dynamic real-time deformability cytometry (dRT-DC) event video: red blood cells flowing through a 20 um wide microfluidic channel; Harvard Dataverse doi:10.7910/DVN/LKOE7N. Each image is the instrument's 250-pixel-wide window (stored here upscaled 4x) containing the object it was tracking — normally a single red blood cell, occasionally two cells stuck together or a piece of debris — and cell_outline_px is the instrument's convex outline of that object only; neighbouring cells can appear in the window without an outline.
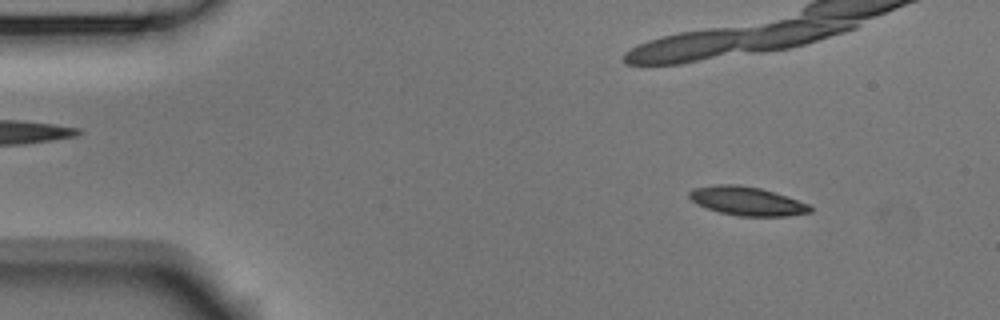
{"species": "Egyptian fruit bat (a non-hibernating species)", "species_latin": "Rousettus aegyptiacus", "temperature_condition": "room temperature", "stored_images_in_passage": 14, "camera_frame_rate_fps": 3000, "um_per_image_px": 0.085, "animal": {"sex": "male"}, "frame": {"image": 1, "passage_image": 1, "time_ms": 0.0, "image_size_px": [1000, 320], "cell_outline_px": [[812, 212], [788, 216], [740, 216], [720, 212], [708, 208], [692, 200], [688, 196], [688, 192], [692, 188], [712, 184], [736, 184], [760, 188], [808, 204], [812, 208]], "centroid_in_image_um": [63.46, 17.08], "position_along_channel_um": 21.5, "area_um2": 20.0}}
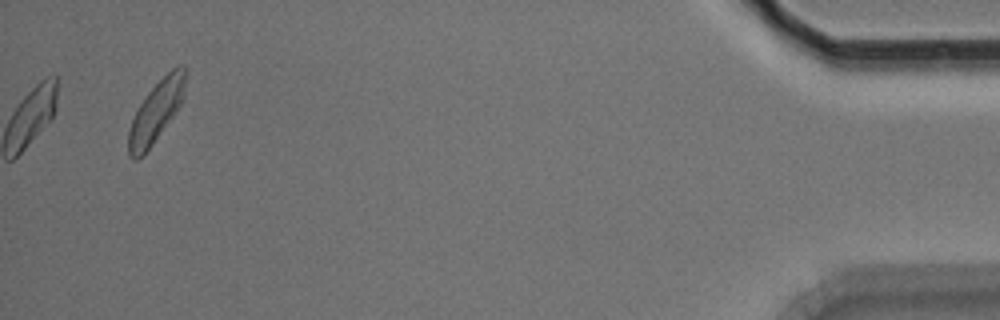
{"frame": {"image": 2, "passage_image": 14, "time_ms": 4.333, "image_size_px": [1000, 320], "cell_outline_px": [[188, 72], [184, 96], [176, 112], [152, 144], [136, 160], [132, 160], [128, 156], [128, 132], [132, 120], [140, 104], [148, 92], [176, 64], [184, 64]], "centroid_in_image_um": [13.31, 9.41], "position_along_channel_um": 421.9, "area_um2": 20.17}}